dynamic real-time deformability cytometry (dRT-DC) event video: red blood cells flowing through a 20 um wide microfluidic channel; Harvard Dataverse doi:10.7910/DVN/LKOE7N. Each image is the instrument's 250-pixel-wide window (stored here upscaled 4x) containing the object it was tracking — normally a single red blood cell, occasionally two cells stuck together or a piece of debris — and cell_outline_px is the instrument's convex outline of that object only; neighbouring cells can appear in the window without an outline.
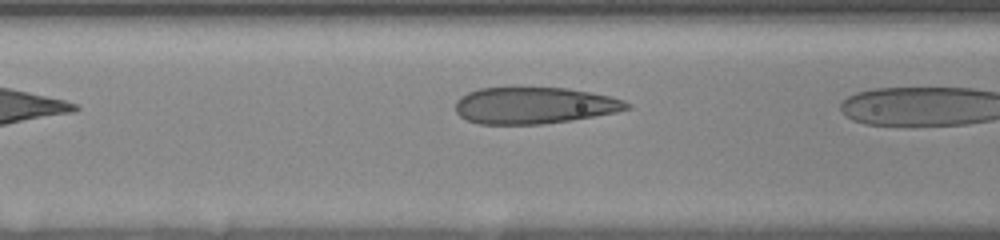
{"species": "human", "species_latin": "Homo sapiens", "temperature_condition": "room temperature", "stored_images_in_passage": 6, "camera_frame_rate_fps": 3000, "um_per_image_px": 0.085, "donor": {"sex": "female"}, "frame": {"image": 1, "passage_image": 5, "time_ms": 1.667, "image_size_px": [1000, 240], "cell_outline_px": [[632, 108], [616, 112], [568, 120], [540, 124], [480, 124], [468, 120], [460, 116], [456, 112], [456, 100], [460, 96], [468, 92], [480, 88], [568, 88], [608, 96], [624, 100], [632, 104]], "centroid_in_image_um": [45.39, 8.96], "position_along_channel_um": 121.2, "area_um2": 36.24}}